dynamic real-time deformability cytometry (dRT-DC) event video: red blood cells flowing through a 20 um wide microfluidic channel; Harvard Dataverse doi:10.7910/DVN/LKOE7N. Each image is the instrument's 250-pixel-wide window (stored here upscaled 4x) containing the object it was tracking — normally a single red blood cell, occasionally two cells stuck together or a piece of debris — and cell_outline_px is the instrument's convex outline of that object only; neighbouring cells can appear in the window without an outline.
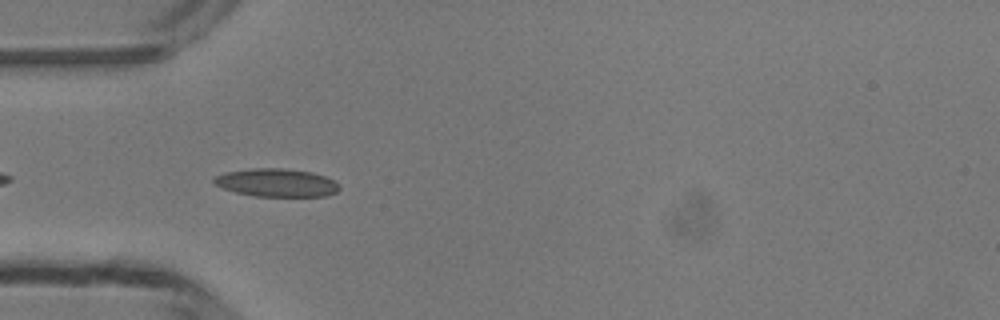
{"species": "common noctule bat (a hibernating species)", "species_latin": "Nyctalus noctula", "temperature_condition": "room temperature", "stored_images_in_passage": 23, "camera_frame_rate_fps": 3000, "um_per_image_px": 0.085, "animal": {"sex": "male", "body_mass_g": 13.3}, "frame": {"image": 1, "passage_image": 3, "time_ms": 0.667, "image_size_px": [1000, 320], "cell_outline_px": [[340, 188], [336, 192], [328, 196], [256, 196], [236, 192], [224, 188], [216, 184], [212, 180], [216, 176], [224, 172], [252, 168], [284, 168], [312, 172], [324, 176], [332, 180]], "centroid_in_image_um": [23.5, 15.52], "position_along_channel_um": 61.5, "area_um2": 20.35}}
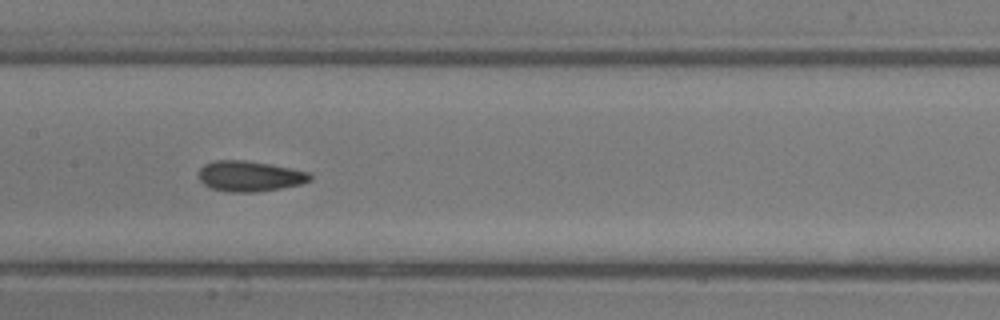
{"frame": {"image": 2, "passage_image": 12, "time_ms": 3.667, "image_size_px": [1000, 320], "cell_outline_px": [[312, 180], [300, 184], [280, 188], [256, 192], [228, 192], [208, 188], [196, 176], [200, 168], [204, 164], [216, 160], [244, 160], [268, 164], [308, 172], [312, 176]], "centroid_in_image_um": [21.16, 14.98], "position_along_channel_um": 186.2, "area_um2": 19.83}}
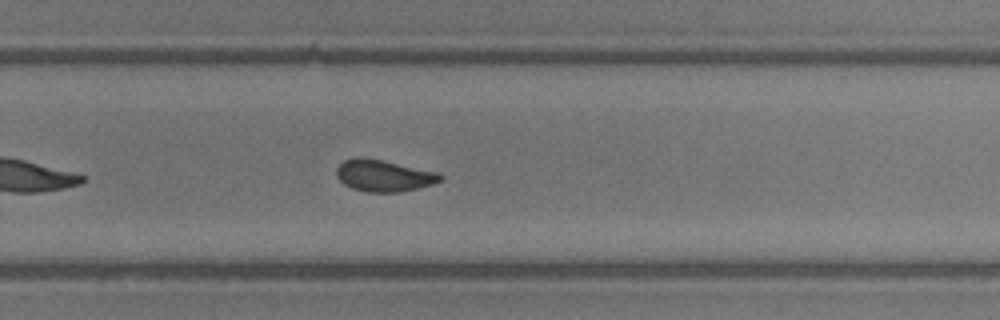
{"frame": {"image": 3, "passage_image": 20, "time_ms": 6.333, "image_size_px": [1000, 320], "cell_outline_px": [[444, 180], [432, 184], [400, 192], [368, 192], [352, 188], [344, 184], [336, 176], [336, 168], [344, 160], [356, 156], [364, 156], [384, 160], [440, 172], [444, 176]], "centroid_in_image_um": [32.64, 14.9], "position_along_channel_um": 297.2, "area_um2": 19.54}}